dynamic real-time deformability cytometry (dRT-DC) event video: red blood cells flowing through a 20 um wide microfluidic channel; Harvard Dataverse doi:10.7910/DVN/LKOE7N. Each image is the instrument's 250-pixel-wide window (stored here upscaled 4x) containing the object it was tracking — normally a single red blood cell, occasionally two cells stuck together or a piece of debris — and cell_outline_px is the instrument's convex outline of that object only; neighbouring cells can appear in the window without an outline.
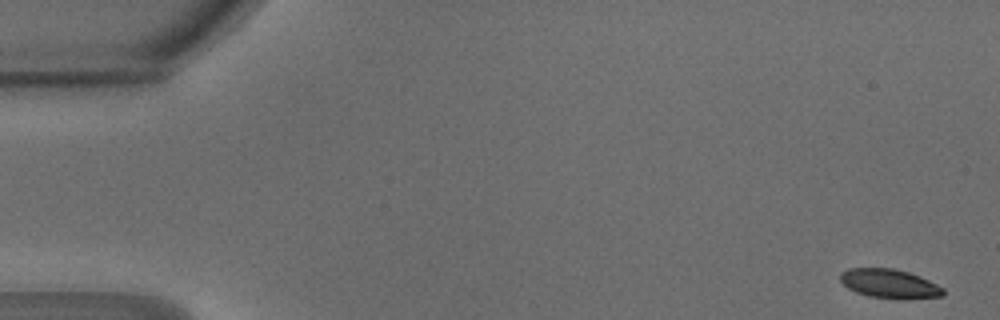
{"species": "common noctule bat (a hibernating species)", "species_latin": "Nyctalus noctula", "temperature_condition": "warm", "stored_images_in_passage": 48, "camera_frame_rate_fps": 3000, "um_per_image_px": 0.085, "animal": {"sex": "male", "body_mass_g": 18.8}, "frame": {"image": 1, "passage_image": 1, "time_ms": 0.0, "image_size_px": [1000, 320], "cell_outline_px": [[944, 296], [904, 300], [900, 300], [868, 296], [856, 292], [848, 288], [840, 280], [840, 272], [848, 268], [892, 268], [908, 272], [920, 276], [944, 288]], "centroid_in_image_um": [75.62, 24.13], "position_along_channel_um": 9.4, "area_um2": 17.69}}
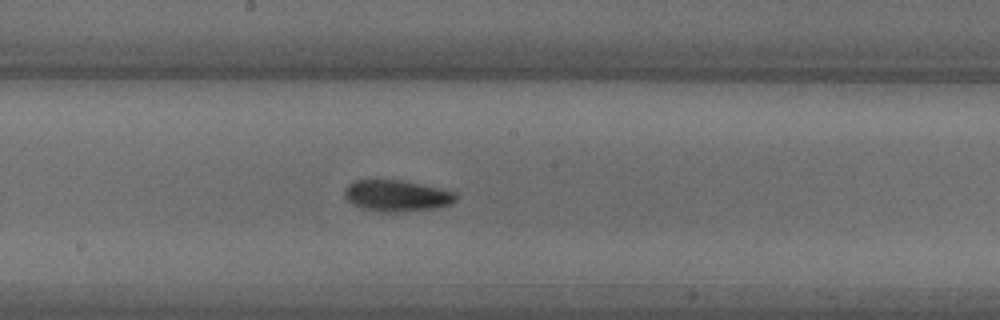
{"frame": {"image": 2, "passage_image": 25, "time_ms": 8.0, "image_size_px": [1000, 320], "cell_outline_px": [[456, 200], [452, 204], [436, 208], [396, 212], [384, 212], [364, 208], [352, 204], [344, 196], [344, 188], [352, 180], [404, 180], [440, 188], [456, 192]], "centroid_in_image_um": [33.73, 16.62], "position_along_channel_um": 214.5, "area_um2": 20.4}}
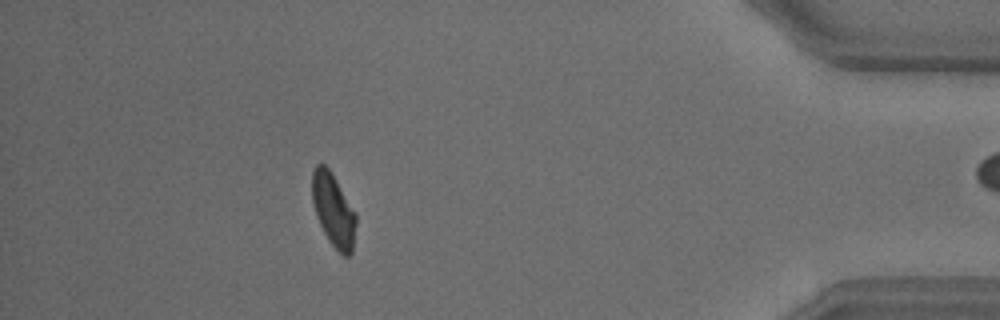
{"frame": {"image": 3, "passage_image": 42, "time_ms": 13.667, "image_size_px": [1000, 320], "cell_outline_px": [[356, 224], [352, 252], [348, 256], [344, 256], [328, 240], [316, 216], [312, 204], [312, 172], [316, 164], [324, 164], [328, 168], [336, 180], [356, 212]], "centroid_in_image_um": [28.33, 17.85], "position_along_channel_um": 406.9, "area_um2": 18.61}}